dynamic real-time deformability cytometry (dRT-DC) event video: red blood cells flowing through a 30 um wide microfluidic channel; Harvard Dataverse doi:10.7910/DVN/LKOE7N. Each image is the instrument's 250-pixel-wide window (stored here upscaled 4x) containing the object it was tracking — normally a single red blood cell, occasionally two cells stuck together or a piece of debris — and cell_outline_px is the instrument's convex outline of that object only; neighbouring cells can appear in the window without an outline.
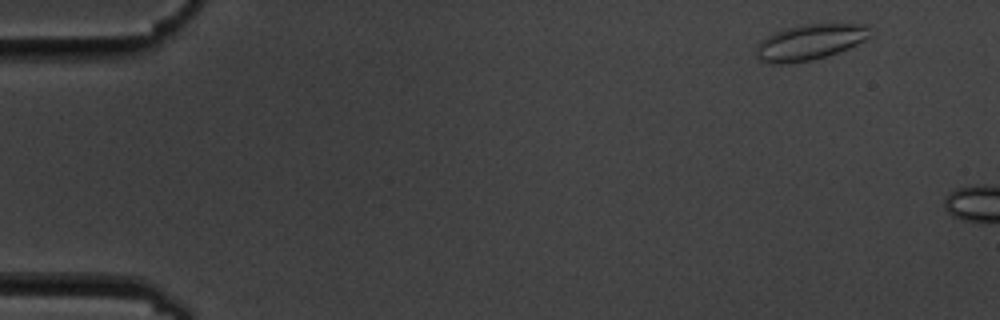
{"species": "common noctule bat (a hibernating species)", "species_latin": "Nyctalus noctula", "temperature_condition": "cold", "stored_images_in_passage": 2, "camera_frame_rate_fps": 3000, "um_per_image_px": 0.085, "animal": {"sex": "male", "body_mass_g": 19.5, "forearm_length_mm": 54.6}, "frame": {"image": 1, "passage_image": 1, "time_ms": 0.0, "image_size_px": [1000, 320], "cell_outline_px": [[872, 36], [848, 48], [812, 60], [784, 64], [768, 64], [760, 60], [756, 56], [756, 44], [760, 40], [776, 32], [800, 24], [864, 24], [868, 28]], "centroid_in_image_um": [68.79, 3.59], "position_along_channel_um": 16.2, "area_um2": 23.52}}